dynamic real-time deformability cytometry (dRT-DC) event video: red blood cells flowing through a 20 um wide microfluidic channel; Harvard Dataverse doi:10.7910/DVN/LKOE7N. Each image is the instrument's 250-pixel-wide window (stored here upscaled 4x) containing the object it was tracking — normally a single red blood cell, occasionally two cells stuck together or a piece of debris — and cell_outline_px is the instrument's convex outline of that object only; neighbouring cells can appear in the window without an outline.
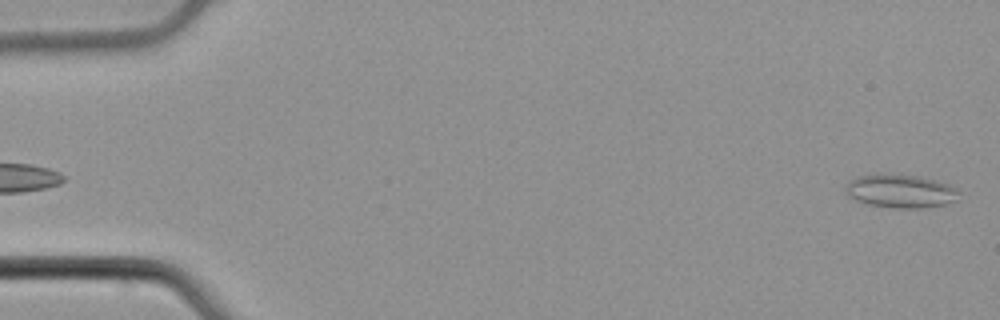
{"species": "common noctule bat (a hibernating species)", "species_latin": "Nyctalus noctula", "temperature_condition": "cold", "stored_images_in_passage": 5, "camera_frame_rate_fps": 3000, "um_per_image_px": 0.085, "animal": {"sex": "male", "body_mass_g": 21.5, "forearm_length_mm": 52.0}, "frame": {"image": 1, "passage_image": 5, "time_ms": 1.333, "image_size_px": [1000, 320], "cell_outline_px": [[960, 192], [956, 200], [948, 204], [924, 208], [892, 208], [868, 204], [856, 200], [848, 196], [844, 188], [848, 180], [856, 176], [872, 172], [900, 172], [920, 176], [936, 180], [960, 188]], "centroid_in_image_um": [76.53, 16.19], "position_along_channel_um": 8.5, "area_um2": 23.24}}